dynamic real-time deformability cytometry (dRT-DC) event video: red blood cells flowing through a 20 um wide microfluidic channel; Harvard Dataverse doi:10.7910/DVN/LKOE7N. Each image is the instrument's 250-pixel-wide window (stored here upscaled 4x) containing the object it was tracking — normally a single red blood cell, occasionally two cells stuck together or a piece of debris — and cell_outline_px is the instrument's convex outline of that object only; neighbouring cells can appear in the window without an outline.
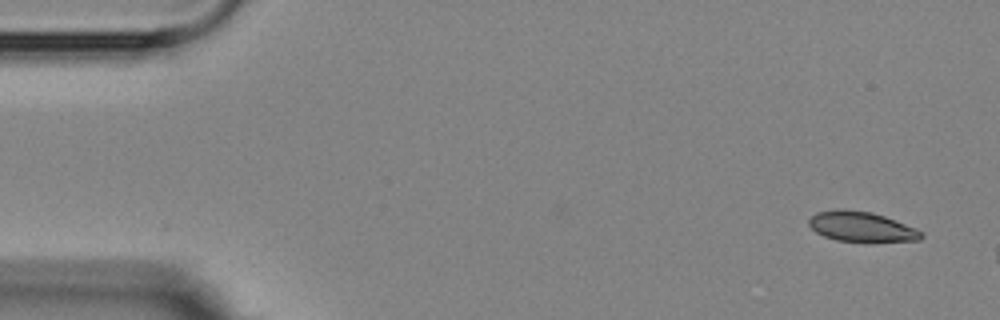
{"species": "Egyptian fruit bat (a non-hibernating species)", "species_latin": "Rousettus aegyptiacus", "temperature_condition": "room temperature", "stored_images_in_passage": 3, "camera_frame_rate_fps": 3000, "um_per_image_px": 0.085, "animal": {"sex": "female"}, "frame": {"image": 1, "passage_image": 1, "time_ms": 0.0, "image_size_px": [1000, 320], "cell_outline_px": [[924, 236], [920, 240], [836, 240], [824, 236], [816, 232], [808, 224], [808, 220], [816, 212], [836, 208], [844, 208], [872, 212], [884, 216], [916, 228], [924, 232]], "centroid_in_image_um": [73.19, 19.22], "position_along_channel_um": 11.8, "area_um2": 19.36}}